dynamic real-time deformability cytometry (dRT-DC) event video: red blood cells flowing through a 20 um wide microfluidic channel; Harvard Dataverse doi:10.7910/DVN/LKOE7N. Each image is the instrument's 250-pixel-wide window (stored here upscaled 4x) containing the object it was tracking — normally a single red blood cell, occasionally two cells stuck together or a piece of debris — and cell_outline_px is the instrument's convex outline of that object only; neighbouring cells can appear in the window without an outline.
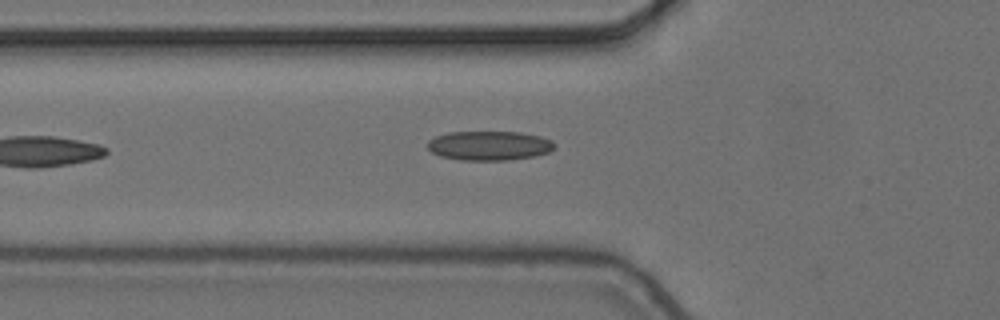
{"species": "common noctule bat (a hibernating species)", "species_latin": "Nyctalus noctula", "temperature_condition": "cold", "stored_images_in_passage": 2, "camera_frame_rate_fps": 3000, "um_per_image_px": 0.085, "animal": {"sex": "female", "body_mass_g": 24.6, "forearm_length_mm": 56.2}, "frame": {"image": 1, "passage_image": 2, "time_ms": 0.333, "image_size_px": [1000, 320], "cell_outline_px": [[556, 144], [548, 152], [536, 156], [508, 160], [460, 160], [440, 156], [432, 152], [428, 148], [428, 140], [436, 136], [448, 132], [520, 132], [540, 136], [552, 140]], "centroid_in_image_um": [41.59, 12.38], "position_along_channel_um": 84.2, "area_um2": 21.73}}